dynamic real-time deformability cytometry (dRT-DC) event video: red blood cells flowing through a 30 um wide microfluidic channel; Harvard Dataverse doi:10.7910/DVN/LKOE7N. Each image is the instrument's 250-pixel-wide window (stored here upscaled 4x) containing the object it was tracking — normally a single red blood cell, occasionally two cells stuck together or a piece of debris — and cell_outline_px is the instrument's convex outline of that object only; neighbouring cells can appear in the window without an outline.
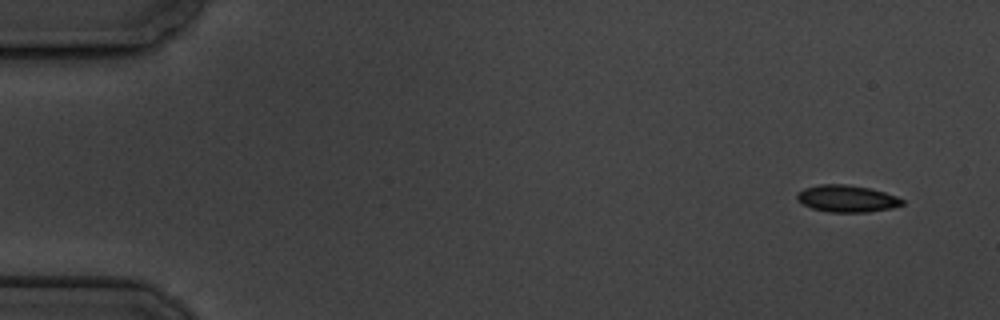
{"species": "common noctule bat (a hibernating species)", "species_latin": "Nyctalus noctula", "temperature_condition": "cold", "stored_images_in_passage": 5, "camera_frame_rate_fps": 3000, "um_per_image_px": 0.085, "animal": {"sex": "male", "body_mass_g": 19.5, "forearm_length_mm": 54.6}, "frame": {"image": 1, "passage_image": 1, "time_ms": 0.0, "image_size_px": [1000, 320], "cell_outline_px": [[904, 204], [892, 208], [868, 212], [828, 212], [812, 208], [796, 200], [796, 196], [804, 188], [820, 184], [848, 184], [872, 188], [896, 196], [904, 200]], "centroid_in_image_um": [72.0, 16.88], "position_along_channel_um": 13.0, "area_um2": 16.59}}
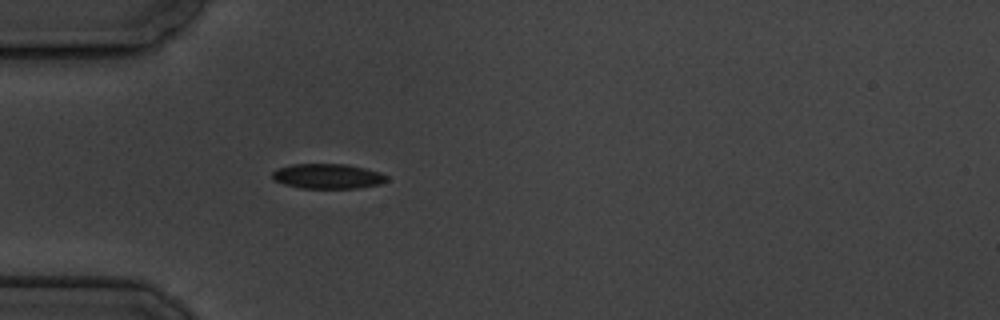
{"frame": {"image": 2, "passage_image": 5, "time_ms": 4.667, "image_size_px": [1000, 320], "cell_outline_px": [[388, 180], [380, 184], [360, 188], [300, 188], [284, 184], [272, 180], [272, 172], [280, 168], [292, 164], [344, 164], [364, 168], [380, 172], [388, 176]], "centroid_in_image_um": [27.86, 14.99], "position_along_channel_um": 57.1, "area_um2": 16.65}}